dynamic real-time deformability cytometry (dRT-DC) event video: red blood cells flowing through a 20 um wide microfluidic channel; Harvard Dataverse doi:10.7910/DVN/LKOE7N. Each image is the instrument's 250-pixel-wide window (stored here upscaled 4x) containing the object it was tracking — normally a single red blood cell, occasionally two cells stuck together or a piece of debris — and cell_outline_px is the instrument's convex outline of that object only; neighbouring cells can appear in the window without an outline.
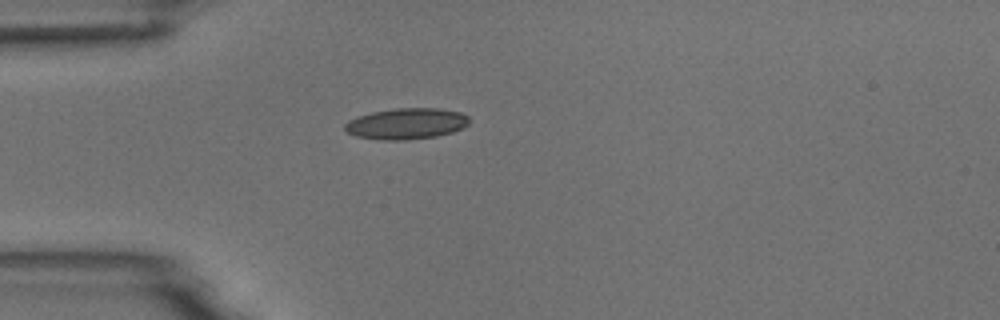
{"species": "common noctule bat (a hibernating species)", "species_latin": "Nyctalus noctula", "temperature_condition": "room temperature", "stored_images_in_passage": 1, "camera_frame_rate_fps": 3000, "um_per_image_px": 0.085, "animal": {"sex": "male", "body_mass_g": 18.8}, "frame": {"image": 1, "passage_image": 1, "time_ms": 0.0, "image_size_px": [1000, 320], "cell_outline_px": [[468, 124], [452, 132], [436, 136], [408, 140], [380, 140], [356, 136], [348, 132], [344, 128], [344, 124], [348, 120], [356, 116], [372, 112], [396, 108], [440, 108], [460, 112], [468, 116]], "centroid_in_image_um": [34.51, 10.51], "position_along_channel_um": 50.5, "area_um2": 22.54}}